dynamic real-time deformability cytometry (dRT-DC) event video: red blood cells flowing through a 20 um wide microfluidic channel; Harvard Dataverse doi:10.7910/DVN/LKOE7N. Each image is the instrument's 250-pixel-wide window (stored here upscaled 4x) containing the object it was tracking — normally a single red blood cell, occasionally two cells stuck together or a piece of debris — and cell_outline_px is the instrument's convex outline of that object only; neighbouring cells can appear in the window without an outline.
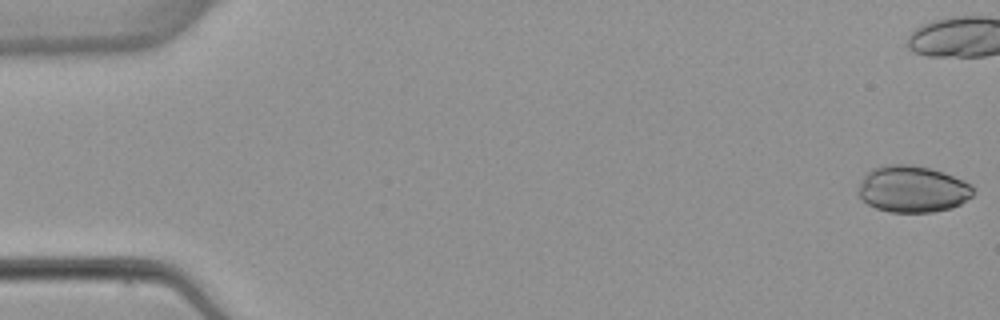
{"species": "common noctule bat (a hibernating species)", "species_latin": "Nyctalus noctula", "temperature_condition": "warm", "stored_images_in_passage": 7, "camera_frame_rate_fps": 3000, "um_per_image_px": 0.085, "animal": {"sex": "female", "body_mass_g": 22.7, "forearm_length_mm": 54.2}, "frame": {"image": 1, "passage_image": 1, "time_ms": 0.0, "image_size_px": [1000, 320], "cell_outline_px": [[972, 196], [960, 204], [952, 208], [932, 212], [888, 212], [876, 208], [868, 204], [860, 196], [860, 184], [864, 176], [872, 168], [888, 164], [912, 164], [944, 172], [964, 180], [972, 184]], "centroid_in_image_um": [77.59, 16.07], "position_along_channel_um": 7.4, "area_um2": 31.1}}
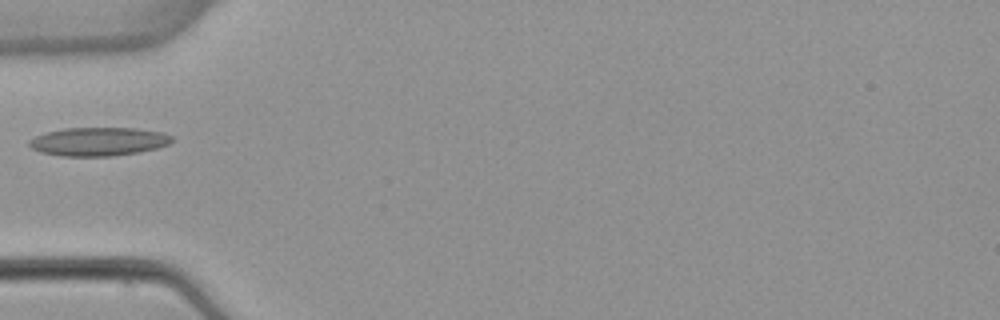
{"frame": {"image": 2, "passage_image": 6, "time_ms": 7.0, "image_size_px": [1000, 320], "cell_outline_px": [[172, 140], [168, 144], [156, 148], [140, 152], [112, 156], [60, 156], [40, 152], [32, 148], [28, 144], [28, 140], [36, 136], [48, 132], [64, 128], [136, 128], [164, 132], [172, 136]], "centroid_in_image_um": [8.37, 12.03], "position_along_channel_um": 76.6, "area_um2": 23.76}}
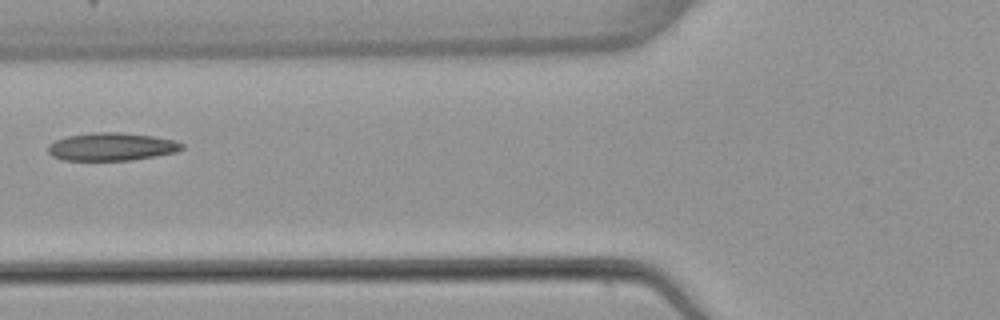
{"frame": {"image": 3, "passage_image": 7, "time_ms": 8.0, "image_size_px": [1000, 320], "cell_outline_px": [[184, 148], [176, 152], [156, 156], [132, 160], [64, 160], [52, 156], [48, 152], [48, 144], [56, 140], [68, 136], [92, 132], [116, 132], [152, 136], [176, 140], [184, 144]], "centroid_in_image_um": [9.5, 12.47], "position_along_channel_um": 116.3, "area_um2": 21.79}}